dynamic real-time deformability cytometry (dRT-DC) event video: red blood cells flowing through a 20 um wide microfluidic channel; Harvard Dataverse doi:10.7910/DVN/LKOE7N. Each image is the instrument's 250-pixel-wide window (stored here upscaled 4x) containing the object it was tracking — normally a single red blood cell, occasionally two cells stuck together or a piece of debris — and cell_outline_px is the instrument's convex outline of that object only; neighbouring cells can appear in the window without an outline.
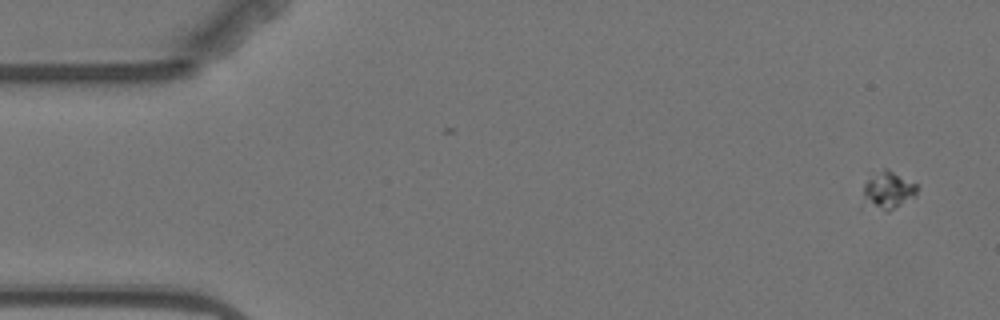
{"species": "Egyptian fruit bat (a non-hibernating species)", "species_latin": "Rousettus aegyptiacus", "temperature_condition": "warm", "stored_images_in_passage": 4, "camera_frame_rate_fps": 3000, "um_per_image_px": 0.085, "animal": {"sex": "female"}, "frame": {"image": 1, "passage_image": 1, "time_ms": 0.0, "image_size_px": [1000, 320], "cell_outline_px": [[916, 196], [888, 212], [860, 208], [864, 184], [868, 180], [884, 168], [888, 168], [916, 184]], "centroid_in_image_um": [75.39, 16.26], "position_along_channel_um": 9.6, "area_um2": 12.25}}
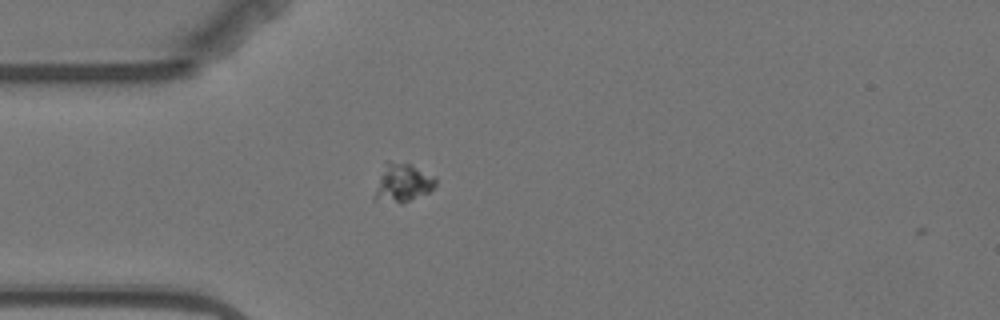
{"frame": {"image": 2, "passage_image": 4, "time_ms": 4.333, "image_size_px": [1000, 320], "cell_outline_px": [[436, 184], [428, 192], [400, 204], [372, 200], [372, 196], [380, 176], [388, 160], [408, 164], [436, 176]], "centroid_in_image_um": [34.19, 15.57], "position_along_channel_um": 50.8, "area_um2": 13.53}}